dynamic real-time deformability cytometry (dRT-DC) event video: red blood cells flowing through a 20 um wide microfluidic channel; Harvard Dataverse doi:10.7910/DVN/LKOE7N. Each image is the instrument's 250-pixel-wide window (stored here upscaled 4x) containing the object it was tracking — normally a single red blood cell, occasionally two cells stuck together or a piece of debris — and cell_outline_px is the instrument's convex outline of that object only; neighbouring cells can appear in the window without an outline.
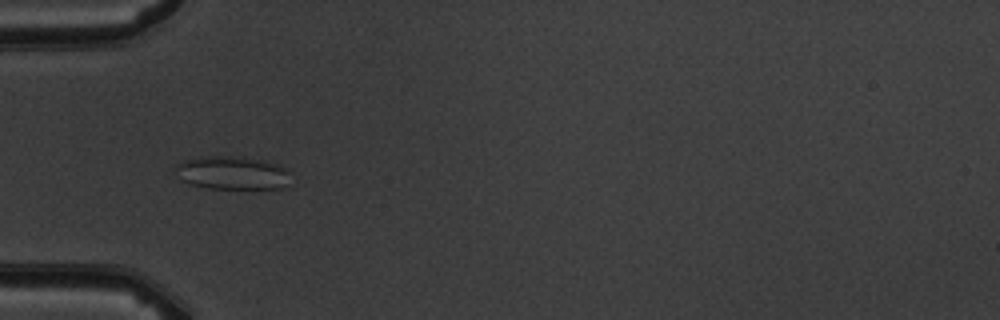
{"species": "common noctule bat (a hibernating species)", "species_latin": "Nyctalus noctula", "temperature_condition": "warm", "stored_images_in_passage": 4, "camera_frame_rate_fps": 3000, "um_per_image_px": 0.085, "animal": {"sex": "male", "body_mass_g": 19.5, "forearm_length_mm": 54.6}, "frame": {"image": 1, "passage_image": 4, "time_ms": 4.333, "image_size_px": [1000, 320], "cell_outline_px": [[288, 172], [284, 184], [280, 188], [208, 188], [192, 184], [180, 180], [172, 168], [176, 164], [184, 160], [208, 156], [244, 156], [260, 160], [288, 168]], "centroid_in_image_um": [19.63, 14.67], "position_along_channel_um": 65.4, "area_um2": 22.08}}